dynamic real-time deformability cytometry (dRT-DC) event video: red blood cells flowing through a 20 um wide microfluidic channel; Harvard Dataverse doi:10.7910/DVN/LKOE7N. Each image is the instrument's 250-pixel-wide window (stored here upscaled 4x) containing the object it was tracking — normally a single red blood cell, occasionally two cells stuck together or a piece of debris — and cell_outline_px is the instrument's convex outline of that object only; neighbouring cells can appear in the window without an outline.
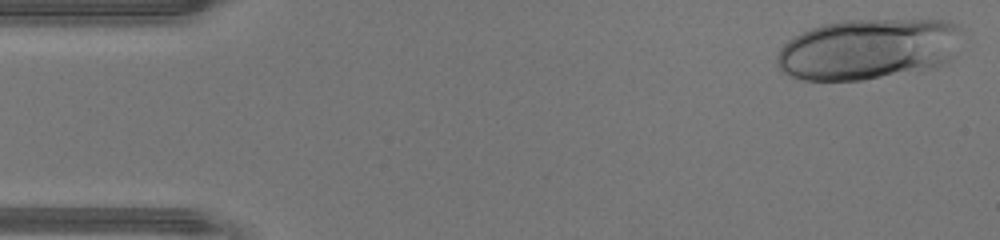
{"species": "human", "species_latin": "Homo sapiens", "temperature_condition": "warm", "stored_images_in_passage": 17, "camera_frame_rate_fps": 3000, "um_per_image_px": 0.085, "donor": {"sex": "male"}, "frame": {"image": 1, "passage_image": 1, "time_ms": 0.0, "image_size_px": [1000, 240], "cell_outline_px": [[960, 28], [952, 56], [944, 64], [936, 68], [860, 80], [804, 80], [792, 76], [784, 72], [776, 64], [776, 56], [780, 48], [788, 40], [812, 28], [824, 24], [844, 20], [948, 20], [960, 24]], "centroid_in_image_um": [73.79, 4.17], "position_along_channel_um": 11.2, "area_um2": 65.37}}